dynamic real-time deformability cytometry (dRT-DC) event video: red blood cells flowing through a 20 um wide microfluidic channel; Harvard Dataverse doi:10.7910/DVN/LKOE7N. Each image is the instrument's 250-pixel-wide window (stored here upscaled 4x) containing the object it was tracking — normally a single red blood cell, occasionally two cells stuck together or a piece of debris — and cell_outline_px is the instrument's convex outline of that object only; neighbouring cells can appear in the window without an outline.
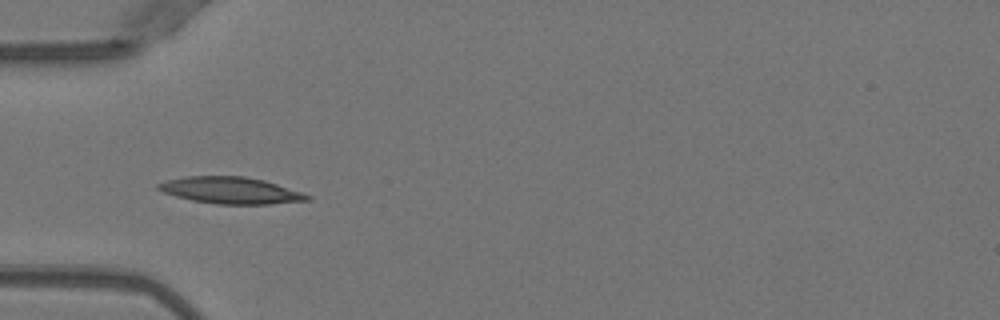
{"species": "Egyptian fruit bat (a non-hibernating species)", "species_latin": "Rousettus aegyptiacus", "temperature_condition": "warm", "stored_images_in_passage": 7, "camera_frame_rate_fps": 3000, "um_per_image_px": 0.085, "animal": {"sex": "female"}, "frame": {"image": 1, "passage_image": 4, "time_ms": 1.0, "image_size_px": [1000, 320], "cell_outline_px": [[312, 200], [272, 204], [216, 204], [192, 200], [176, 196], [164, 192], [156, 188], [156, 184], [168, 180], [184, 176], [244, 176], [264, 180], [304, 192], [312, 196]], "centroid_in_image_um": [19.66, 16.18], "position_along_channel_um": 65.3, "area_um2": 23.29}}
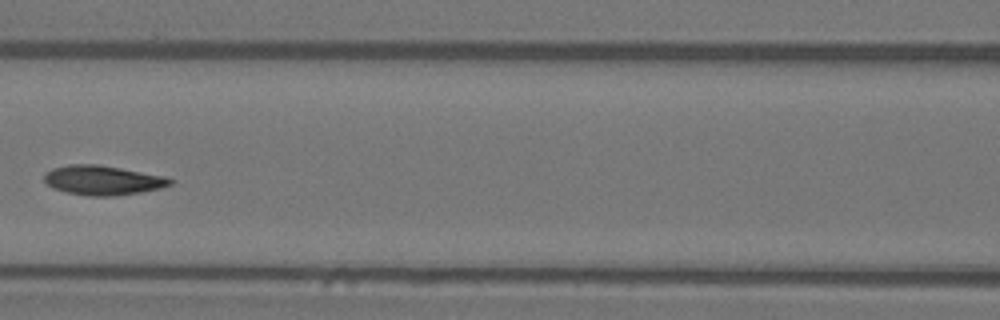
{"frame": {"image": 2, "passage_image": 6, "time_ms": 1.667, "image_size_px": [1000, 320], "cell_outline_px": [[176, 180], [172, 184], [160, 188], [140, 192], [112, 196], [88, 196], [68, 192], [52, 188], [44, 180], [44, 172], [52, 168], [68, 164], [96, 164], [120, 168], [164, 176]], "centroid_in_image_um": [8.72, 15.31], "position_along_channel_um": 157.9, "area_um2": 21.62}}
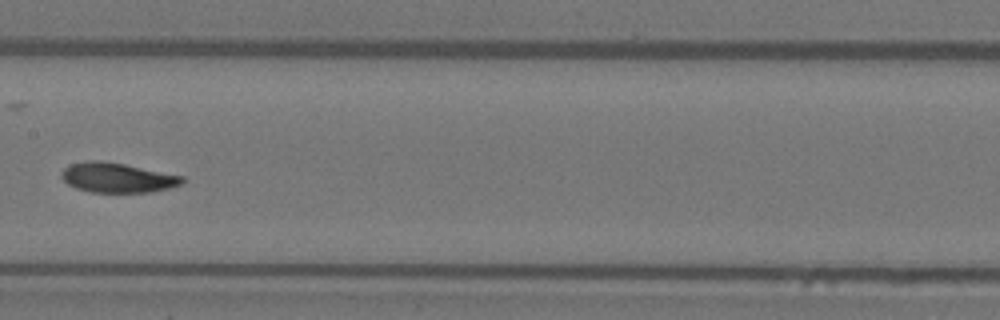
{"frame": {"image": 3, "passage_image": 7, "time_ms": 2.0, "image_size_px": [1000, 320], "cell_outline_px": [[184, 180], [180, 184], [168, 188], [148, 192], [92, 192], [76, 188], [68, 184], [60, 176], [60, 172], [64, 168], [72, 164], [88, 160], [100, 160], [124, 164], [184, 176]], "centroid_in_image_um": [9.94, 15.09], "position_along_channel_um": 197.5, "area_um2": 20.75}}